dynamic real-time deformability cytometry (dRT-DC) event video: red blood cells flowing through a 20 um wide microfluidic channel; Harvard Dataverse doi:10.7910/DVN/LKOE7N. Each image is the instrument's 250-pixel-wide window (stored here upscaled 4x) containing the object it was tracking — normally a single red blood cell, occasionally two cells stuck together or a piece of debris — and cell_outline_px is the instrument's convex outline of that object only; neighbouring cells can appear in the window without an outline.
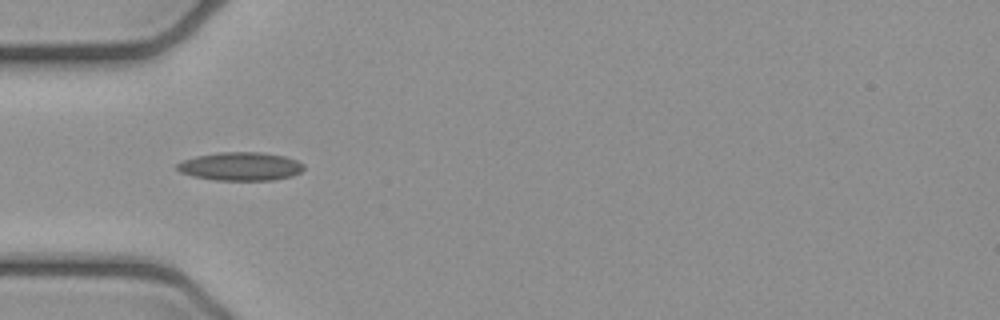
{"species": "common noctule bat (a hibernating species)", "species_latin": "Nyctalus noctula", "temperature_condition": "cold", "stored_images_in_passage": 7, "camera_frame_rate_fps": 3000, "um_per_image_px": 0.085, "animal": {"sex": "female", "body_mass_g": 21.9}, "frame": {"image": 1, "passage_image": 4, "time_ms": 1.0, "image_size_px": [1000, 320], "cell_outline_px": [[304, 168], [300, 172], [292, 176], [272, 180], [212, 180], [192, 176], [180, 172], [176, 168], [176, 164], [184, 160], [196, 156], [220, 152], [260, 152], [284, 156], [296, 160], [304, 164]], "centroid_in_image_um": [20.43, 14.14], "position_along_channel_um": 64.6, "area_um2": 20.98}}
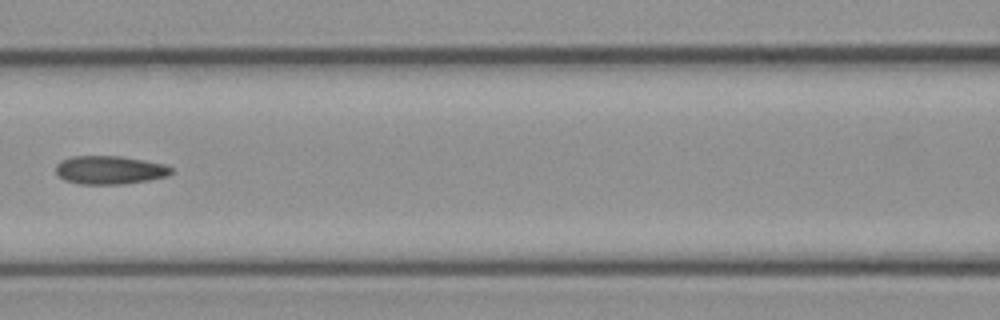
{"frame": {"image": 2, "passage_image": 6, "time_ms": 1.667, "image_size_px": [1000, 320], "cell_outline_px": [[172, 172], [168, 176], [148, 180], [124, 184], [80, 184], [64, 180], [56, 172], [56, 164], [60, 160], [72, 156], [120, 156], [144, 160], [164, 164], [172, 168]], "centroid_in_image_um": [9.31, 14.45], "position_along_channel_um": 157.3, "area_um2": 19.13}}
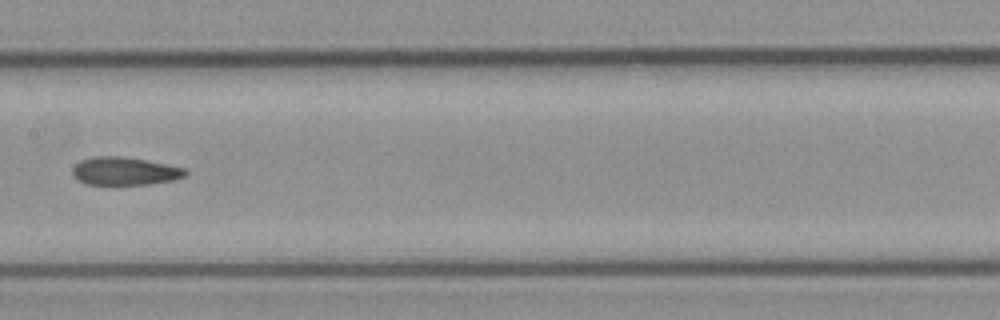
{"frame": {"image": 3, "passage_image": 7, "time_ms": 2.0, "image_size_px": [1000, 320], "cell_outline_px": [[188, 176], [172, 180], [148, 184], [88, 184], [72, 176], [72, 168], [80, 160], [92, 156], [120, 156], [148, 160], [184, 168], [188, 172]], "centroid_in_image_um": [10.6, 14.53], "position_along_channel_um": 196.8, "area_um2": 18.44}}